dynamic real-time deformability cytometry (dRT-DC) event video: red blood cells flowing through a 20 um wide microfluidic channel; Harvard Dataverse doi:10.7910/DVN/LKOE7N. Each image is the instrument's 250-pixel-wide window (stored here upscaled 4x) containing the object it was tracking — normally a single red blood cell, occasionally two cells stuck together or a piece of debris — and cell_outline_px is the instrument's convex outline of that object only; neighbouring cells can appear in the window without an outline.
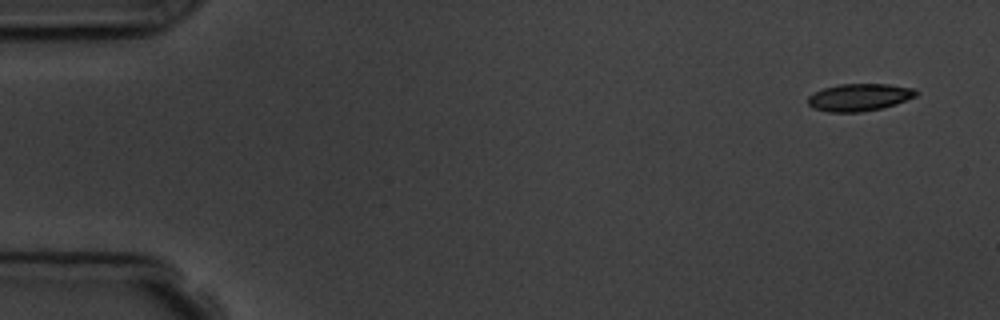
{"species": "common noctule bat (a hibernating species)", "species_latin": "Nyctalus noctula", "temperature_condition": "room temperature", "stored_images_in_passage": 4, "camera_frame_rate_fps": 3000, "um_per_image_px": 0.085, "animal": {"sex": "male", "body_mass_g": 19.5, "forearm_length_mm": 54.6}, "frame": {"image": 1, "passage_image": 1, "time_ms": 0.0, "image_size_px": [1000, 320], "cell_outline_px": [[920, 92], [916, 96], [896, 104], [880, 108], [860, 112], [828, 112], [812, 108], [808, 104], [808, 96], [824, 88], [840, 84], [888, 84], [912, 88]], "centroid_in_image_um": [73.04, 8.27], "position_along_channel_um": 12.0, "area_um2": 17.17}}
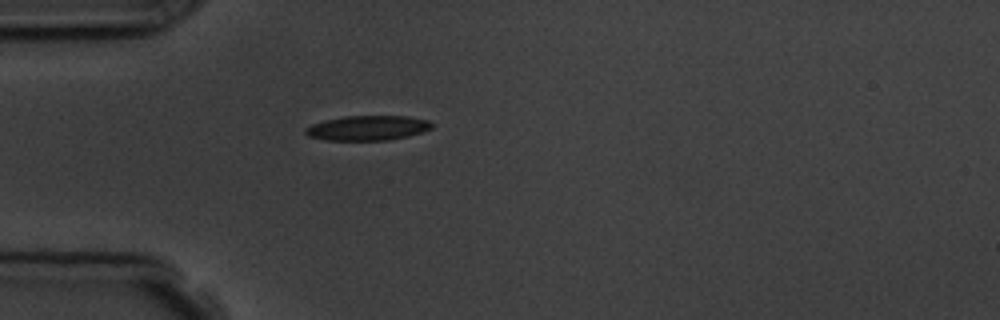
{"frame": {"image": 2, "passage_image": 4, "time_ms": 4.333, "image_size_px": [1000, 320], "cell_outline_px": [[432, 128], [408, 136], [388, 140], [328, 140], [308, 136], [304, 132], [304, 128], [312, 124], [324, 120], [344, 116], [408, 116], [428, 120], [432, 124]], "centroid_in_image_um": [31.22, 10.87], "position_along_channel_um": 53.8, "area_um2": 18.21}}